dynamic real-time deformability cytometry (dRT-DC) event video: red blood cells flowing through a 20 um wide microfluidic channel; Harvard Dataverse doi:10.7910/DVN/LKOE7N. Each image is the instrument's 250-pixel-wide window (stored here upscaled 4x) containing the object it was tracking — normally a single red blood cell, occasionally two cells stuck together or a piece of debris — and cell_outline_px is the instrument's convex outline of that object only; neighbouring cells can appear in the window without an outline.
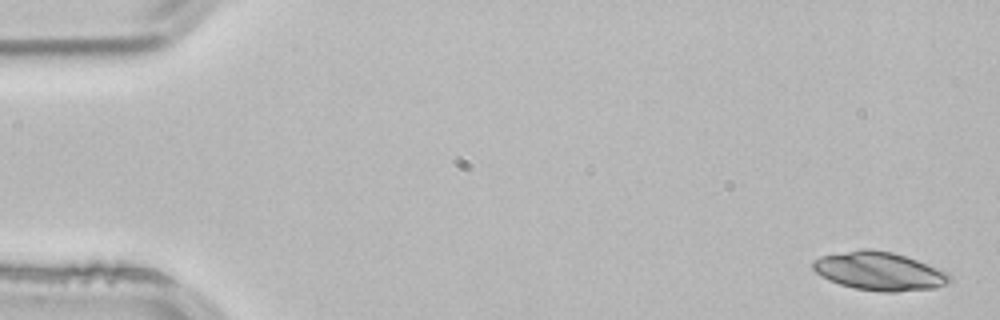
{"species": "common noctule bat (a hibernating species)", "species_latin": "Nyctalus noctula", "temperature_condition": "room temperature", "stored_images_in_passage": 4, "segment_of_instrument_passage": [1, 2], "camera_frame_rate_fps": 3000, "um_per_image_px": 0.085, "animal": {"sex": "male", "body_mass_g": 21.5, "forearm_length_mm": 52.0}, "frame": {"image": 1, "passage_image": 1, "time_ms": 0.0, "image_size_px": [1000, 320], "cell_outline_px": [[952, 280], [936, 288], [896, 292], [880, 292], [856, 288], [840, 284], [828, 280], [820, 276], [812, 268], [812, 260], [820, 256], [864, 248], [892, 252], [916, 260], [948, 272], [952, 276]], "centroid_in_image_um": [74.73, 23.05], "position_along_channel_um": 10.3, "area_um2": 30.58}}